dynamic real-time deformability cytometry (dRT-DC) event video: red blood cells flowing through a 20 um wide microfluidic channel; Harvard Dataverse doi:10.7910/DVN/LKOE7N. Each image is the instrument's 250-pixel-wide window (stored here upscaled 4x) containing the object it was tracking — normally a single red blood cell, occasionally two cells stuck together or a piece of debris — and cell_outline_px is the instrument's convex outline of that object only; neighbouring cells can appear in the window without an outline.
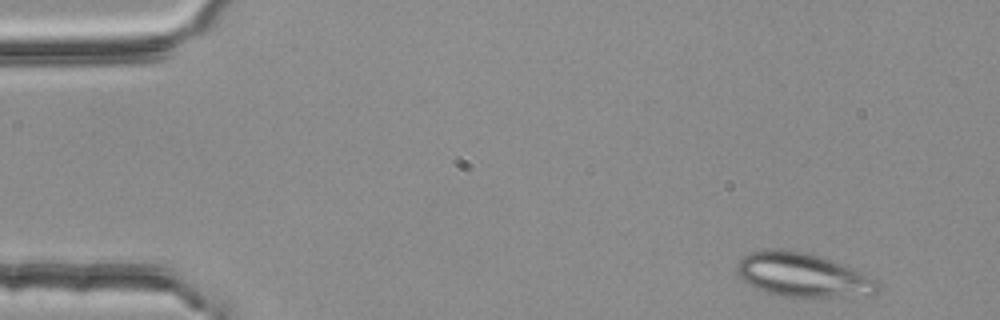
{"species": "common noctule bat (a hibernating species)", "species_latin": "Nyctalus noctula", "temperature_condition": "room temperature", "stored_images_in_passage": 4, "camera_frame_rate_fps": 3000, "um_per_image_px": 0.085, "animal": {"sex": "female", "body_mass_g": 25.1}, "frame": {"image": 1, "passage_image": 1, "time_ms": 0.0, "image_size_px": [1000, 320], "cell_outline_px": [[880, 284], [876, 292], [872, 296], [784, 296], [768, 292], [748, 284], [736, 272], [736, 264], [744, 256], [752, 252], [772, 248], [784, 248], [804, 252], [820, 256], [868, 272]], "centroid_in_image_um": [68.3, 23.35], "position_along_channel_um": 16.7, "area_um2": 36.24}}